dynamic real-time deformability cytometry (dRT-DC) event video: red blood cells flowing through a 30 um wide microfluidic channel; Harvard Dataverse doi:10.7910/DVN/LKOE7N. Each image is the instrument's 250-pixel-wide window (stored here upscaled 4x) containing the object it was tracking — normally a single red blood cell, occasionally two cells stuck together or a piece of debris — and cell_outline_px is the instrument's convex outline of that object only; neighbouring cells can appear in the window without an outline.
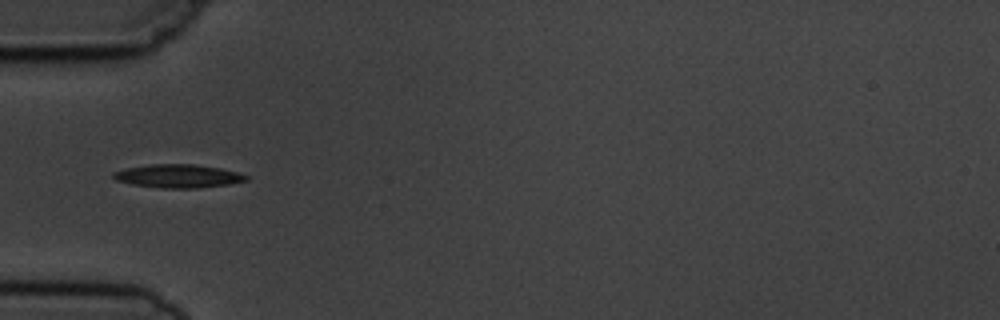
{"species": "common noctule bat (a hibernating species)", "species_latin": "Nyctalus noctula", "temperature_condition": "cold", "stored_images_in_passage": 5, "camera_frame_rate_fps": 3000, "um_per_image_px": 0.085, "animal": {"sex": "male", "body_mass_g": 19.5, "forearm_length_mm": 54.6}, "frame": {"image": 1, "passage_image": 3, "time_ms": 2.333, "image_size_px": [1000, 320], "cell_outline_px": [[248, 180], [228, 184], [196, 188], [160, 188], [132, 184], [116, 180], [112, 176], [112, 172], [128, 168], [148, 164], [192, 164], [220, 168], [236, 172], [248, 176]], "centroid_in_image_um": [15.11, 14.96], "position_along_channel_um": 69.9, "area_um2": 17.92}}
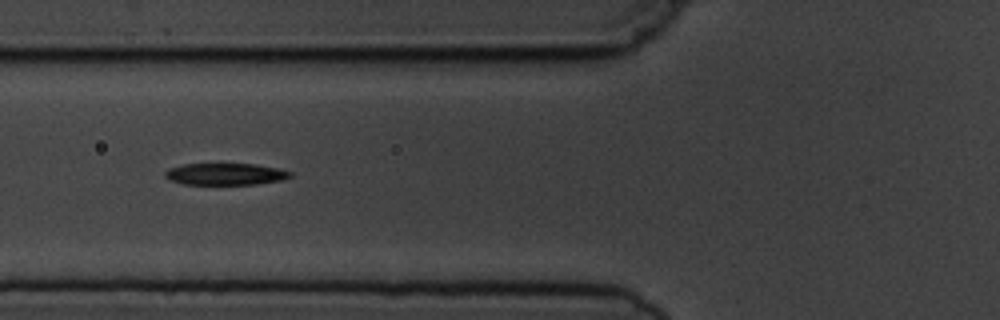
{"frame": {"image": 2, "passage_image": 4, "time_ms": 3.333, "image_size_px": [1000, 320], "cell_outline_px": [[292, 176], [280, 180], [256, 184], [184, 184], [172, 180], [164, 176], [164, 172], [168, 168], [184, 164], [256, 164], [276, 168], [292, 172]], "centroid_in_image_um": [19.14, 14.79], "position_along_channel_um": 106.7, "area_um2": 15.72}}
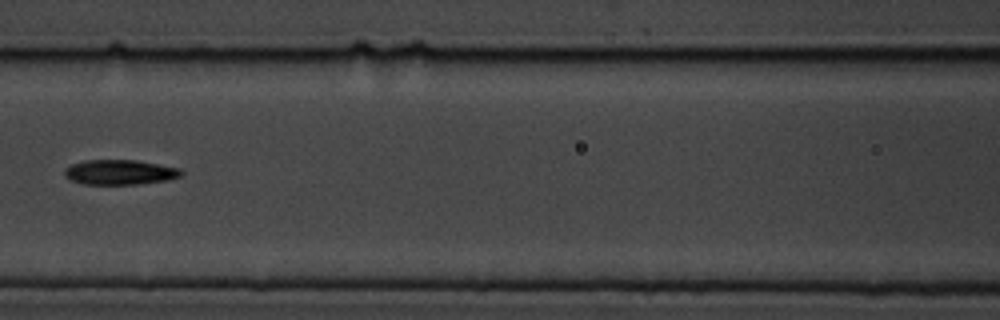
{"frame": {"image": 3, "passage_image": 5, "time_ms": 4.667, "image_size_px": [1000, 320], "cell_outline_px": [[184, 172], [180, 176], [168, 180], [140, 184], [84, 184], [72, 180], [64, 176], [64, 168], [72, 164], [84, 160], [136, 160], [180, 168]], "centroid_in_image_um": [10.19, 14.63], "position_along_channel_um": 156.4, "area_um2": 16.99}}